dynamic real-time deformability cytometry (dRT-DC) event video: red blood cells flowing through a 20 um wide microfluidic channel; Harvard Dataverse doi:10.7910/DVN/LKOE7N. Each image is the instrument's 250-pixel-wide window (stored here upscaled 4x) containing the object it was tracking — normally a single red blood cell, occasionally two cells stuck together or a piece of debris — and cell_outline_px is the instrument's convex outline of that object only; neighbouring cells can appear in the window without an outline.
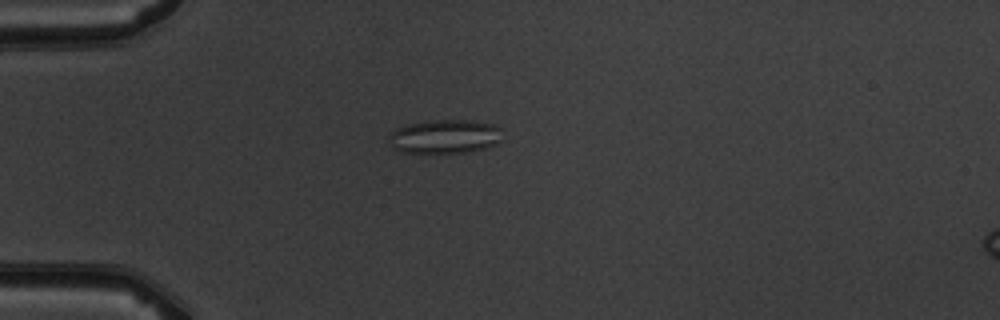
{"species": "common noctule bat (a hibernating species)", "species_latin": "Nyctalus noctula", "temperature_condition": "warm", "stored_images_in_passage": 5, "camera_frame_rate_fps": 3000, "um_per_image_px": 0.085, "animal": {"sex": "male", "body_mass_g": 19.5, "forearm_length_mm": 54.6}, "frame": {"image": 1, "passage_image": 2, "time_ms": 1.333, "image_size_px": [1000, 320], "cell_outline_px": [[500, 140], [484, 148], [464, 152], [400, 152], [392, 148], [392, 132], [396, 128], [408, 124], [428, 120], [468, 120], [492, 124], [500, 128]], "centroid_in_image_um": [37.79, 11.59], "position_along_channel_um": 47.2, "area_um2": 21.85}}
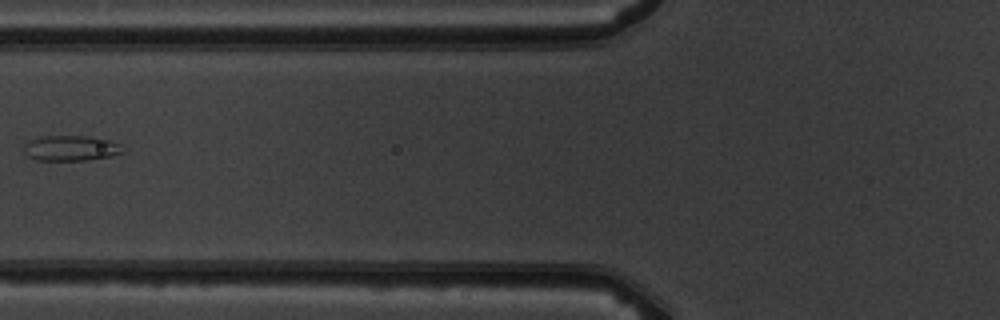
{"frame": {"image": 2, "passage_image": 4, "time_ms": 3.667, "image_size_px": [1000, 320], "cell_outline_px": [[128, 152], [108, 156], [84, 160], [36, 160], [28, 156], [24, 152], [24, 144], [32, 140], [44, 136], [84, 136], [108, 140], [120, 144]], "centroid_in_image_um": [6.05, 12.6], "position_along_channel_um": 119.8, "area_um2": 14.45}}
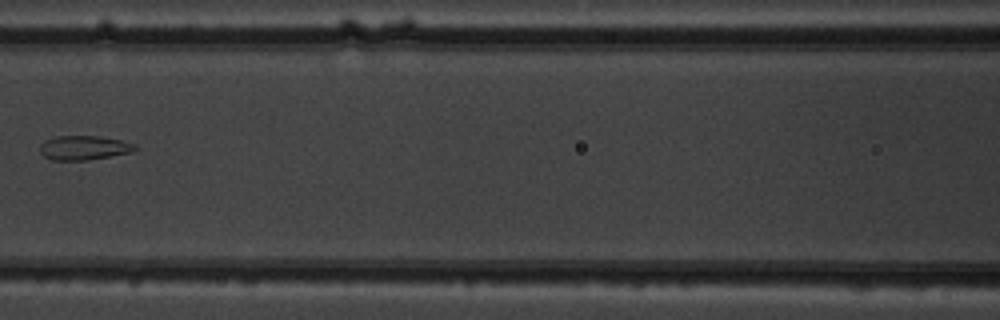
{"frame": {"image": 3, "passage_image": 5, "time_ms": 4.667, "image_size_px": [1000, 320], "cell_outline_px": [[136, 148], [132, 152], [112, 156], [88, 160], [52, 160], [44, 156], [40, 152], [40, 144], [44, 140], [56, 136], [96, 136], [120, 140], [136, 144]], "centroid_in_image_um": [7.11, 12.56], "position_along_channel_um": 159.5, "area_um2": 13.47}}